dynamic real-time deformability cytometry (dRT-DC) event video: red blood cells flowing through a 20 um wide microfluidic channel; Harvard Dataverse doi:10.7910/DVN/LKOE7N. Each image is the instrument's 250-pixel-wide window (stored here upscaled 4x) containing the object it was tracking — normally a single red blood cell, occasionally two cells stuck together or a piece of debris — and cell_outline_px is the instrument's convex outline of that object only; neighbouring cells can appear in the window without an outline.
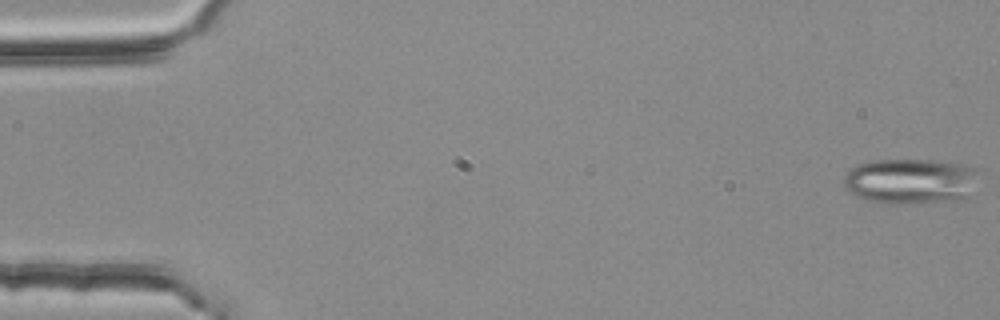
{"species": "common noctule bat (a hibernating species)", "species_latin": "Nyctalus noctula", "temperature_condition": "room temperature", "stored_images_in_passage": 55, "segment_of_instrument_passage": [1, 2], "camera_frame_rate_fps": 3000, "um_per_image_px": 0.085, "animal": {"sex": "female", "body_mass_g": 25.1}, "frame": {"image": 1, "passage_image": 1, "time_ms": 0.0, "image_size_px": [1000, 320], "cell_outline_px": [[980, 168], [964, 196], [956, 200], [908, 204], [884, 204], [864, 200], [856, 196], [844, 184], [844, 176], [856, 164], [872, 160], [936, 160], [964, 164]], "centroid_in_image_um": [77.33, 15.39], "position_along_channel_um": 7.7, "area_um2": 35.6}}